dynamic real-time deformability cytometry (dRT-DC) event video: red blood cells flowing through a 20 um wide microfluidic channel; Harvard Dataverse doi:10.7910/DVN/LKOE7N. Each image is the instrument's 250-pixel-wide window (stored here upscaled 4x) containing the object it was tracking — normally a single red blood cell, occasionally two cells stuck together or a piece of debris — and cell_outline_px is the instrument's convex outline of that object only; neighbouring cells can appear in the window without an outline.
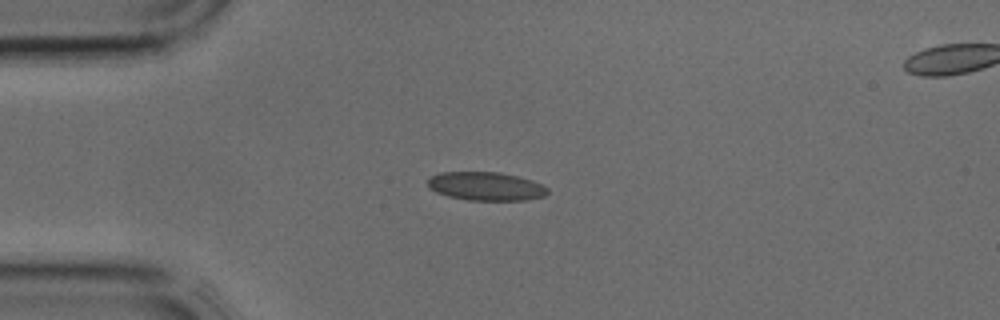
{"species": "common noctule bat (a hibernating species)", "species_latin": "Nyctalus noctula", "temperature_condition": "cold", "stored_images_in_passage": 3, "segment_of_instrument_passage": [1, 2], "camera_frame_rate_fps": 3000, "um_per_image_px": 0.085, "animal": {"sex": "male", "body_mass_g": 17.9, "forearm_length_mm": 54.2}, "frame": {"image": 1, "passage_image": 2, "time_ms": 0.333, "image_size_px": [1000, 320], "cell_outline_px": [[548, 192], [544, 196], [524, 200], [468, 200], [448, 196], [436, 192], [428, 188], [428, 180], [432, 176], [440, 172], [500, 172], [532, 180], [548, 188]], "centroid_in_image_um": [41.28, 15.83], "position_along_channel_um": 43.7, "area_um2": 19.83}}